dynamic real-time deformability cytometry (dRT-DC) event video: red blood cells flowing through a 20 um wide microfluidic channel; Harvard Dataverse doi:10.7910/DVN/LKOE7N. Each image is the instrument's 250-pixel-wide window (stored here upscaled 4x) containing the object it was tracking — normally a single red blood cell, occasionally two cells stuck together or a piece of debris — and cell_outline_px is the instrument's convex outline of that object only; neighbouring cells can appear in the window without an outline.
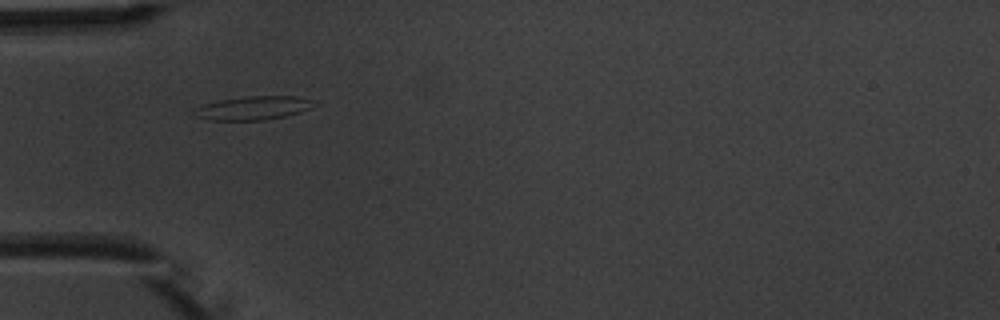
{"species": "common noctule bat (a hibernating species)", "species_latin": "Nyctalus noctula", "temperature_condition": "warm", "stored_images_in_passage": 2, "camera_frame_rate_fps": 3000, "um_per_image_px": 0.085, "animal": {"sex": "male", "body_mass_g": 20.1, "forearm_length_mm": 53.5}, "frame": {"image": 1, "passage_image": 1, "time_ms": 0.0, "image_size_px": [1000, 320], "cell_outline_px": [[312, 100], [308, 108], [300, 112], [288, 116], [264, 120], [208, 120], [196, 116], [188, 112], [204, 104], [220, 100], [248, 96], [296, 96]], "centroid_in_image_um": [21.43, 9.19], "position_along_channel_um": 63.6, "area_um2": 16.36}}
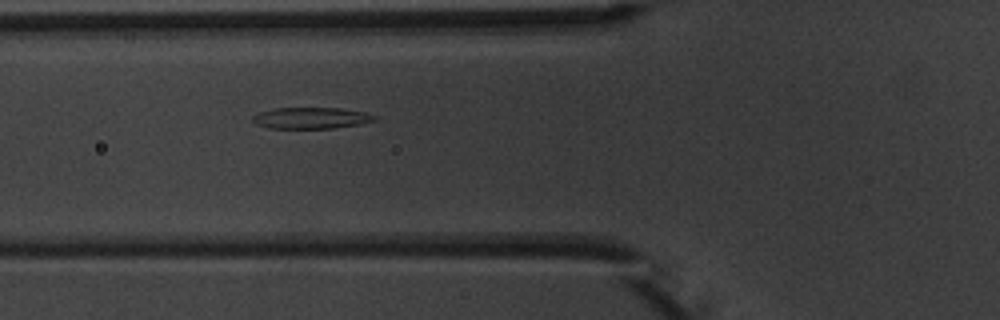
{"frame": {"image": 2, "passage_image": 2, "time_ms": 1.0, "image_size_px": [1000, 320], "cell_outline_px": [[376, 120], [360, 124], [336, 128], [268, 128], [256, 124], [252, 120], [252, 116], [260, 112], [272, 108], [340, 108], [364, 112], [376, 116]], "centroid_in_image_um": [26.43, 10.03], "position_along_channel_um": 99.4, "area_um2": 15.14}}